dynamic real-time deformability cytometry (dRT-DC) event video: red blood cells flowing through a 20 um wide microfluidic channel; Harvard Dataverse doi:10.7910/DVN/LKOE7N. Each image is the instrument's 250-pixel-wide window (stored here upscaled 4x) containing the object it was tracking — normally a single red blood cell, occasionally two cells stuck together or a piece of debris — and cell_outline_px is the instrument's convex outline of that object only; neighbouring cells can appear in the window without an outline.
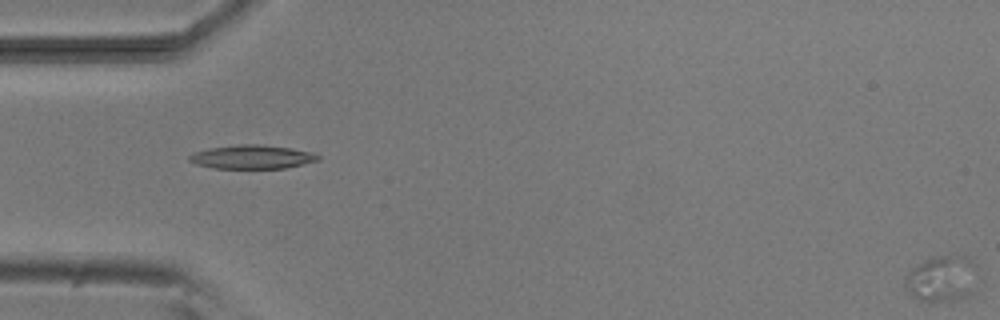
{"species": "common noctule bat (a hibernating species)", "species_latin": "Nyctalus noctula", "temperature_condition": "room temperature", "stored_images_in_passage": 4, "camera_frame_rate_fps": 3000, "um_per_image_px": 0.085, "animal": {"sex": "male", "body_mass_g": 20.5, "forearm_length_mm": 52.5}, "frame": {"image": 1, "passage_image": 4, "time_ms": 3.667, "image_size_px": [1000, 320], "cell_outline_px": [[976, 264], [972, 284], [968, 296], [956, 300], [920, 300], [912, 296], [908, 292], [904, 284], [904, 276], [916, 264], [924, 260], [936, 256], [964, 256], [972, 260]], "centroid_in_image_um": [79.98, 23.66], "position_along_channel_um": 5.0, "area_um2": 19.02}}